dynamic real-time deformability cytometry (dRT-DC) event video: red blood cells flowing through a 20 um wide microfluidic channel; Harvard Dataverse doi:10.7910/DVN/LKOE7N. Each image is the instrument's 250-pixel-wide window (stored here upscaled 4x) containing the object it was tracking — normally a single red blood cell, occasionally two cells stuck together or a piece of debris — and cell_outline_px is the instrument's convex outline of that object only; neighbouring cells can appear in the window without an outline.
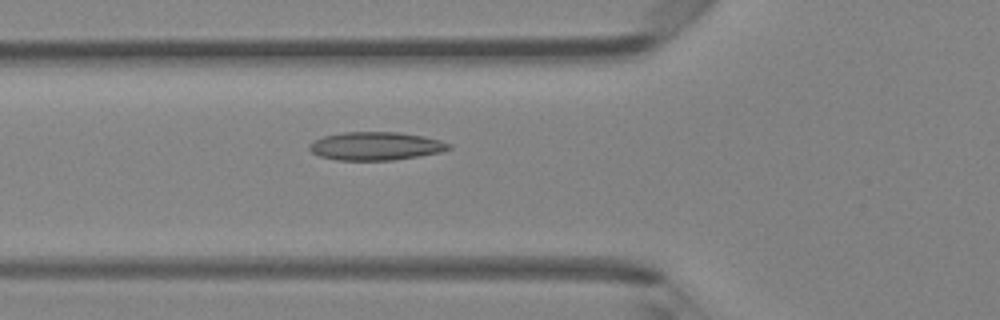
{"species": "Egyptian fruit bat (a non-hibernating species)", "species_latin": "Rousettus aegyptiacus", "temperature_condition": "room temperature", "stored_images_in_passage": 45, "camera_frame_rate_fps": 3000, "um_per_image_px": 0.085, "animal": {"sex": "female"}, "frame": {"image": 1, "passage_image": 17, "time_ms": 5.333, "image_size_px": [1000, 320], "cell_outline_px": [[452, 148], [440, 152], [420, 156], [392, 160], [336, 160], [320, 156], [312, 152], [308, 148], [308, 144], [312, 140], [324, 136], [344, 132], [400, 132], [424, 136], [440, 140], [452, 144]], "centroid_in_image_um": [31.94, 12.41], "position_along_channel_um": 93.9, "area_um2": 23.12}}
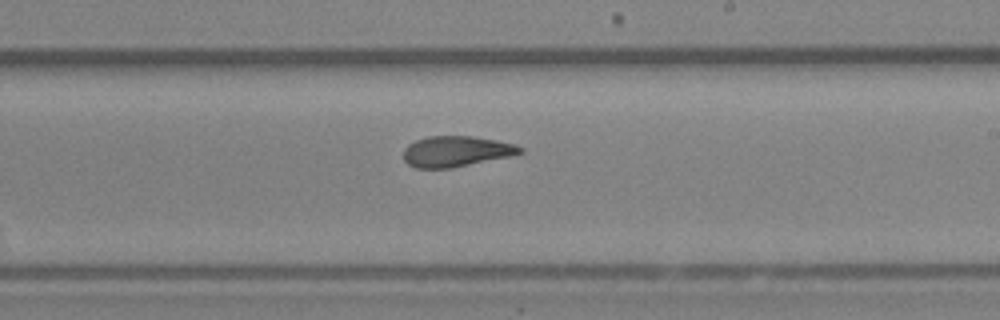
{"frame": {"image": 2, "passage_image": 28, "time_ms": 9.0, "image_size_px": [1000, 320], "cell_outline_px": [[524, 152], [508, 156], [452, 168], [416, 168], [408, 164], [404, 160], [404, 148], [408, 144], [416, 140], [428, 136], [472, 136], [496, 140], [516, 144], [524, 148]], "centroid_in_image_um": [38.76, 12.86], "position_along_channel_um": 250.2, "area_um2": 20.81}}
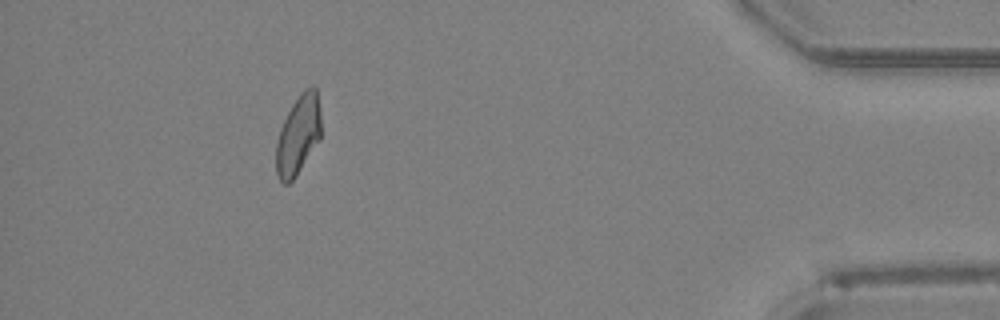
{"frame": {"image": 3, "passage_image": 43, "time_ms": 14.0, "image_size_px": [1000, 320], "cell_outline_px": [[320, 140], [296, 176], [288, 184], [284, 184], [280, 180], [276, 172], [276, 144], [280, 128], [292, 104], [300, 92], [304, 88], [312, 84], [316, 88], [320, 112]], "centroid_in_image_um": [25.35, 11.46], "position_along_channel_um": 409.9, "area_um2": 20.87}, "authors_computed_cell_mechanics": {"area_um2": 22.0218, "velocity_mm_per_s": 4.2801, "shape_relaxation_time_tau1_ms": null, "shape_relaxation_time_tau2_ms": 2.1911, "deformation_change_tau1": null, "deformation_change_tau2": 0.0863}}